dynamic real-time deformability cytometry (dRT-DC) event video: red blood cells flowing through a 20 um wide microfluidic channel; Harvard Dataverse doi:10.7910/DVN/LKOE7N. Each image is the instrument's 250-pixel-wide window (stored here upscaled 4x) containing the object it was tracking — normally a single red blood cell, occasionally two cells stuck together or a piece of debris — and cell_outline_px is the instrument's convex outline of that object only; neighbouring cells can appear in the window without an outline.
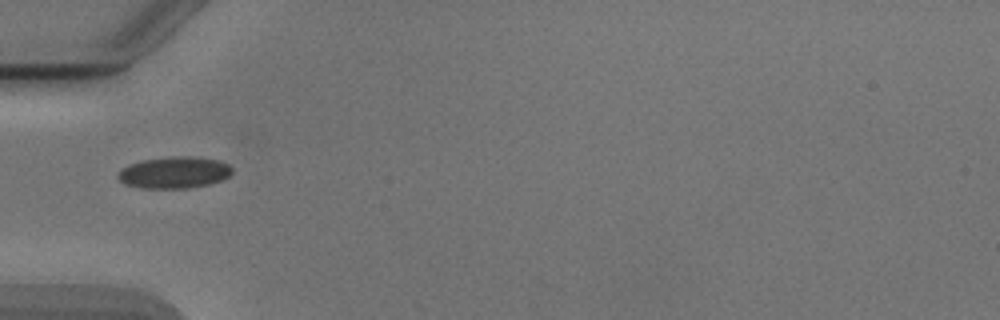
{"species": "Egyptian fruit bat (a non-hibernating species)", "species_latin": "Rousettus aegyptiacus", "temperature_condition": "cold", "stored_images_in_passage": 22, "camera_frame_rate_fps": 3000, "um_per_image_px": 0.085, "animal": {"sex": "male"}, "frame": {"image": 1, "passage_image": 1, "time_ms": 0.0, "image_size_px": [1000, 320], "cell_outline_px": [[232, 172], [228, 176], [220, 180], [208, 184], [188, 188], [140, 188], [124, 184], [116, 176], [120, 168], [128, 164], [144, 160], [172, 156], [188, 156], [216, 160], [228, 164], [232, 168]], "centroid_in_image_um": [14.75, 14.66], "position_along_channel_um": 70.2, "area_um2": 20.98}}
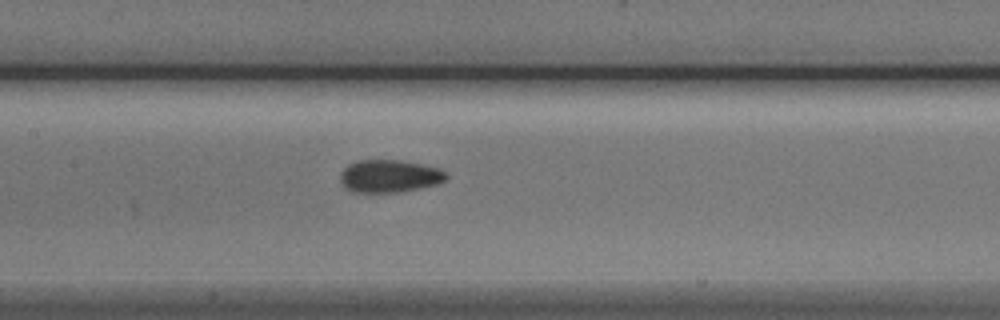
{"frame": {"image": 2, "passage_image": 9, "time_ms": 2.667, "image_size_px": [1000, 320], "cell_outline_px": [[448, 176], [444, 180], [436, 184], [404, 192], [352, 192], [344, 188], [340, 180], [340, 172], [348, 164], [356, 160], [400, 160], [440, 168]], "centroid_in_image_um": [33.06, 14.97], "position_along_channel_um": 174.3, "area_um2": 20.29}}
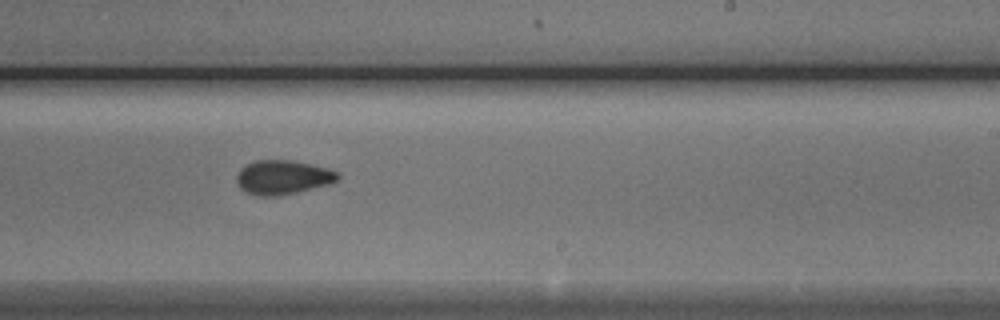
{"frame": {"image": 3, "passage_image": 16, "time_ms": 5.0, "image_size_px": [1000, 320], "cell_outline_px": [[340, 176], [336, 180], [328, 184], [280, 196], [256, 196], [244, 192], [240, 188], [236, 180], [236, 176], [240, 168], [256, 160], [292, 160], [324, 168], [336, 172]], "centroid_in_image_um": [23.96, 15.08], "position_along_channel_um": 265.0, "area_um2": 19.94}}